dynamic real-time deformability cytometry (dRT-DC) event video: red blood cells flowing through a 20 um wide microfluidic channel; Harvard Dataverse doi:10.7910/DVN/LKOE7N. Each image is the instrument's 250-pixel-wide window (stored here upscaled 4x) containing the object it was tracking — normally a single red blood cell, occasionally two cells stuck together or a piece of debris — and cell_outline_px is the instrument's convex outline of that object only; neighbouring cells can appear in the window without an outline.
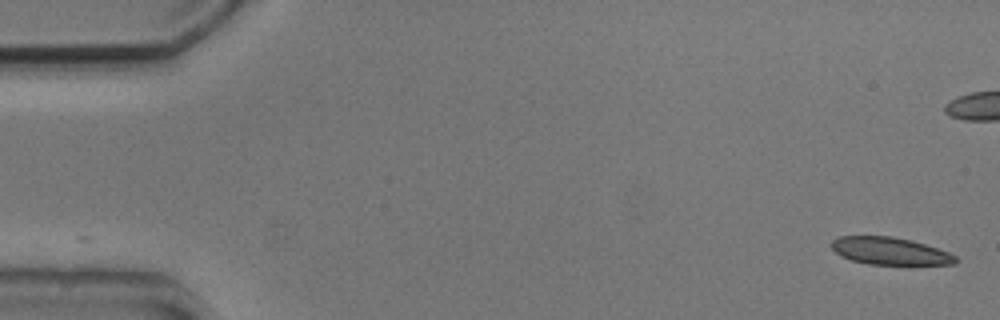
{"species": "common noctule bat (a hibernating species)", "species_latin": "Nyctalus noctula", "temperature_condition": "cold", "stored_images_in_passage": 36, "camera_frame_rate_fps": 3000, "um_per_image_px": 0.085, "animal": {"sex": "male", "body_mass_g": 20.5, "forearm_length_mm": 52.5}, "frame": {"image": 1, "passage_image": 1, "time_ms": 0.0, "image_size_px": [1000, 320], "cell_outline_px": [[960, 260], [956, 264], [868, 264], [852, 260], [836, 252], [832, 248], [832, 240], [840, 236], [892, 236], [912, 240], [948, 252], [956, 256]], "centroid_in_image_um": [75.68, 21.33], "position_along_channel_um": 9.3, "area_um2": 19.59}}
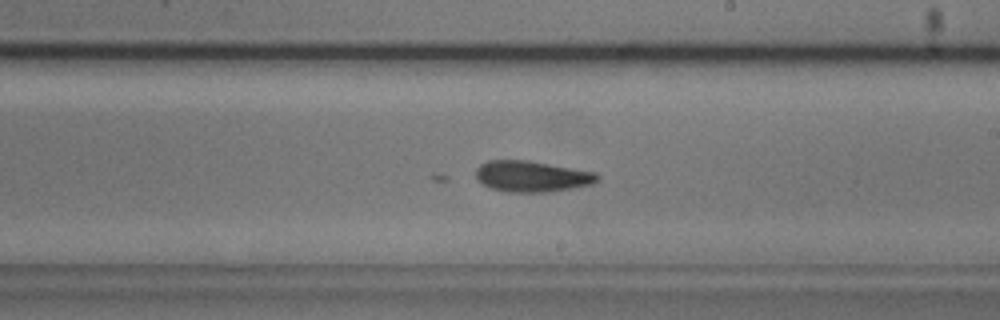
{"frame": {"image": 2, "passage_image": 30, "time_ms": 9.667, "image_size_px": [1000, 320], "cell_outline_px": [[600, 180], [592, 184], [552, 192], [508, 192], [492, 188], [484, 184], [476, 176], [476, 168], [480, 164], [488, 160], [528, 160], [596, 172], [600, 176]], "centroid_in_image_um": [45.25, 14.99], "position_along_channel_um": 243.8, "area_um2": 22.02}}